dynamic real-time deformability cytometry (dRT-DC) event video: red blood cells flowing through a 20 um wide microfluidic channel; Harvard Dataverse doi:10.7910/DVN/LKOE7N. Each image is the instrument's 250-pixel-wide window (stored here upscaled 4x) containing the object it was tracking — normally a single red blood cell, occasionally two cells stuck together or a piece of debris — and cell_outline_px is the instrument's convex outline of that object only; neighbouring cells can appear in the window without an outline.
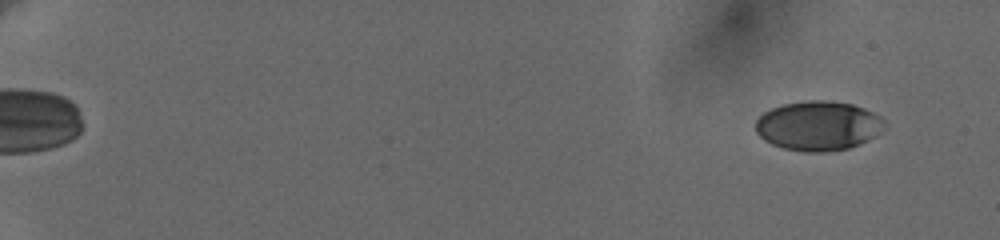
{"species": "human", "species_latin": "Homo sapiens", "temperature_condition": "cold", "stored_images_in_passage": 18, "camera_frame_rate_fps": 3000, "um_per_image_px": 0.085, "donor": {"sex": "female"}, "frame": {"image": 1, "passage_image": 5, "time_ms": 1.333, "image_size_px": [1000, 240], "cell_outline_px": [[888, 128], [868, 140], [860, 144], [848, 148], [824, 152], [804, 152], [784, 148], [772, 144], [764, 140], [756, 132], [756, 120], [764, 112], [772, 108], [784, 104], [808, 100], [824, 100], [852, 104], [864, 108], [880, 116], [888, 124]], "centroid_in_image_um": [69.59, 10.69], "position_along_channel_um": 15.4, "area_um2": 37.4}}